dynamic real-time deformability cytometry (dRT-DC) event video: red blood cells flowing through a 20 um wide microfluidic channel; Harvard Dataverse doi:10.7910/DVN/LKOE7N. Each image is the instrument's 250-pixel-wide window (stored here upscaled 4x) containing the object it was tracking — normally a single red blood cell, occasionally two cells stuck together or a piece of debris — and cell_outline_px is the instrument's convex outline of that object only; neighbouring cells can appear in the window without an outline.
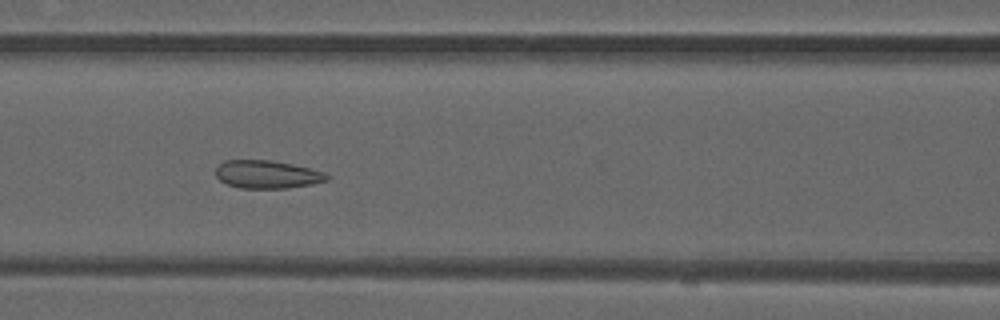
{"species": "common noctule bat (a hibernating species)", "species_latin": "Nyctalus noctula", "temperature_condition": "warm", "stored_images_in_passage": 41, "camera_frame_rate_fps": 3000, "um_per_image_px": 0.085, "animal": {"sex": "male", "forearm_length_mm": 52.5}, "frame": {"image": 1, "passage_image": 21, "time_ms": 6.667, "image_size_px": [1000, 320], "cell_outline_px": [[332, 176], [328, 180], [312, 184], [288, 188], [240, 188], [228, 184], [220, 180], [216, 176], [216, 164], [224, 160], [272, 160], [292, 164], [324, 172]], "centroid_in_image_um": [22.7, 14.82], "position_along_channel_um": 143.9, "area_um2": 18.26}}
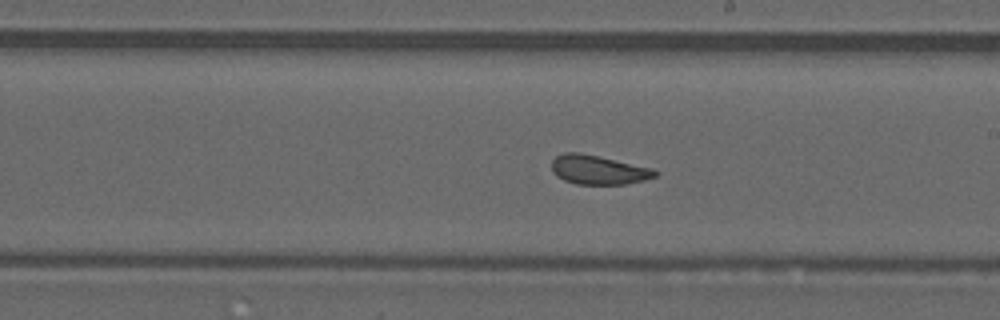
{"frame": {"image": 2, "passage_image": 28, "time_ms": 9.0, "image_size_px": [1000, 320], "cell_outline_px": [[660, 172], [656, 176], [644, 180], [624, 184], [576, 184], [564, 180], [556, 176], [552, 172], [552, 160], [556, 156], [564, 152], [580, 152], [652, 168]], "centroid_in_image_um": [50.84, 14.43], "position_along_channel_um": 238.2, "area_um2": 17.57}}
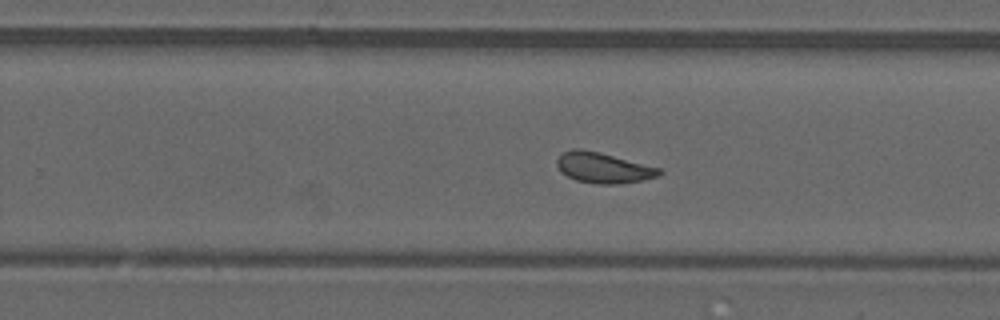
{"frame": {"image": 3, "passage_image": 31, "time_ms": 10.0, "image_size_px": [1000, 320], "cell_outline_px": [[664, 172], [656, 176], [640, 180], [620, 184], [596, 184], [576, 180], [560, 172], [556, 164], [556, 160], [564, 152], [572, 148], [580, 148], [600, 152], [660, 168]], "centroid_in_image_um": [51.24, 14.25], "position_along_channel_um": 278.6, "area_um2": 18.15}, "authors_computed_cell_mechanics": {"area_um2": 19.2474, "velocity_mm_per_s": 4.0491, "shape_relaxation_time_tau1_ms": null, "shape_relaxation_time_tau2_ms": 1.5602, "deformation_change_tau1": null, "deformation_change_tau2": 0.08}}